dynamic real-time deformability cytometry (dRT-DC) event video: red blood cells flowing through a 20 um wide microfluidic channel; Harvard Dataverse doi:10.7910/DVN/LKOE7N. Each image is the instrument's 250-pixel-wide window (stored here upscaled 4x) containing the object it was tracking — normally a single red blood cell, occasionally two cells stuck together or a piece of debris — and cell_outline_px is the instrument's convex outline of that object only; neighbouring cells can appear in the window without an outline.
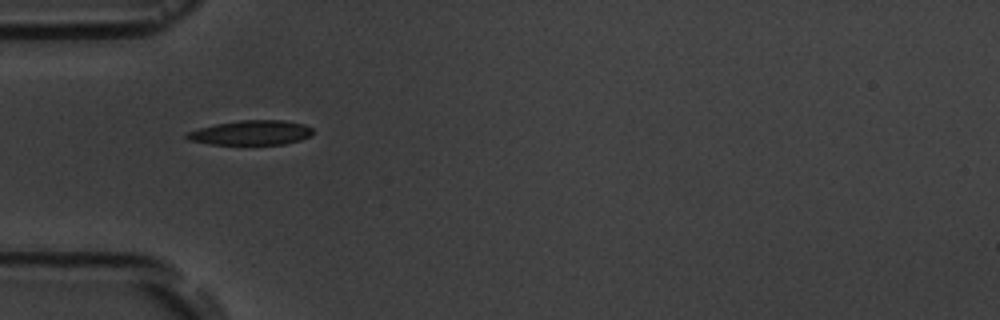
{"species": "common noctule bat (a hibernating species)", "species_latin": "Nyctalus noctula", "temperature_condition": "room temperature", "stored_images_in_passage": 6, "camera_frame_rate_fps": 3000, "um_per_image_px": 0.085, "animal": {"sex": "male", "body_mass_g": 19.5, "forearm_length_mm": 54.6}, "frame": {"image": 1, "passage_image": 5, "time_ms": 4.667, "image_size_px": [1000, 320], "cell_outline_px": [[312, 136], [300, 140], [284, 144], [208, 144], [188, 140], [184, 136], [184, 132], [216, 124], [240, 120], [284, 120], [304, 124], [312, 128]], "centroid_in_image_um": [21.32, 11.28], "position_along_channel_um": 63.7, "area_um2": 18.15}}
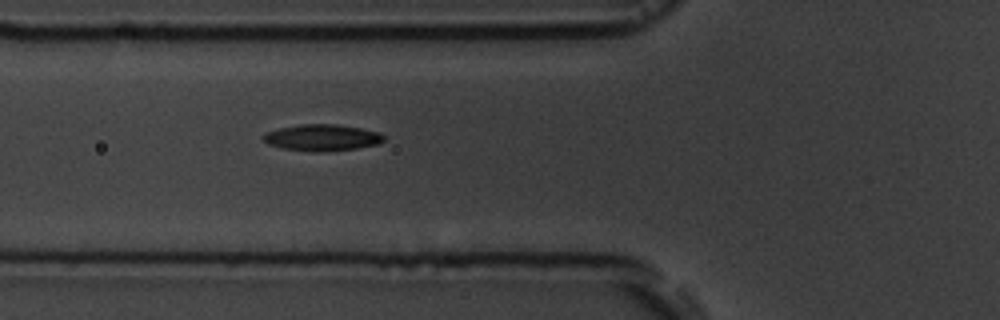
{"frame": {"image": 2, "passage_image": 6, "time_ms": 5.667, "image_size_px": [1000, 320], "cell_outline_px": [[384, 140], [380, 144], [356, 148], [316, 152], [284, 148], [268, 144], [260, 136], [264, 132], [280, 128], [300, 124], [336, 124], [360, 128], [380, 132], [384, 136]], "centroid_in_image_um": [27.37, 11.68], "position_along_channel_um": 98.4, "area_um2": 18.55}}